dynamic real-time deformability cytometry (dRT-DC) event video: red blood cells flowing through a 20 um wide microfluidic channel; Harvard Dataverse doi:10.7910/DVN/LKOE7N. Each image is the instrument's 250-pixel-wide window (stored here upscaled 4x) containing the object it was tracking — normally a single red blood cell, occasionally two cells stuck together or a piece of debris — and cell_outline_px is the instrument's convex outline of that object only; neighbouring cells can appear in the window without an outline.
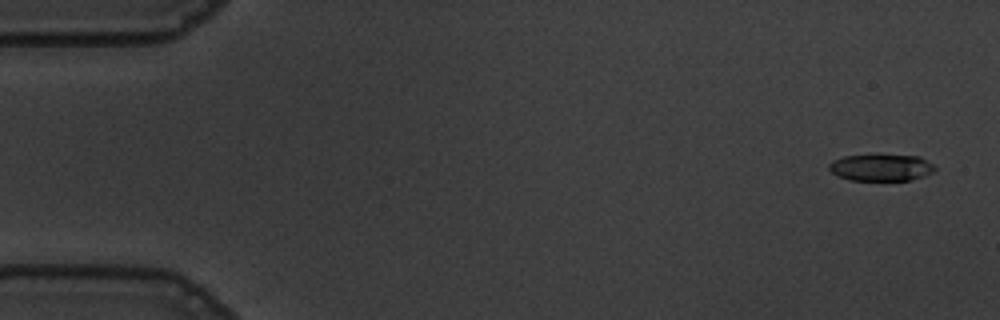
{"species": "common noctule bat (a hibernating species)", "species_latin": "Nyctalus noctula", "temperature_condition": "warm", "stored_images_in_passage": 53, "camera_frame_rate_fps": 3000, "um_per_image_px": 0.085, "animal": {"sex": "male", "body_mass_g": 19.5, "forearm_length_mm": 54.6}, "frame": {"image": 1, "passage_image": 1, "time_ms": 0.0, "image_size_px": [1000, 320], "cell_outline_px": [[936, 172], [912, 180], [848, 180], [832, 172], [828, 168], [828, 164], [832, 160], [844, 156], [872, 152], [920, 156], [932, 164], [936, 168]], "centroid_in_image_um": [74.9, 14.19], "position_along_channel_um": 10.1, "area_um2": 17.4}}
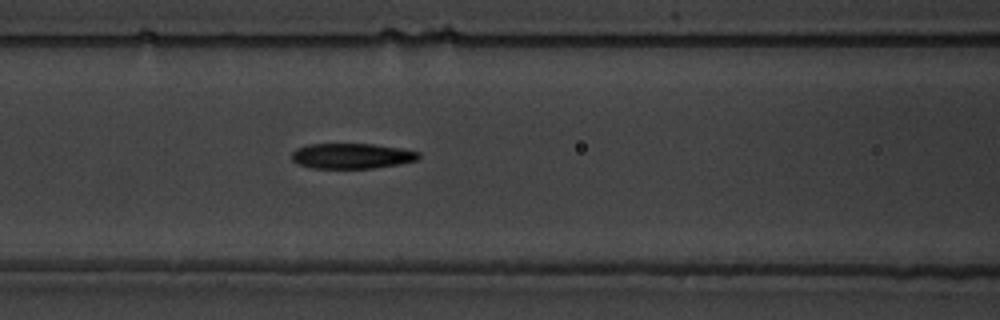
{"frame": {"image": 2, "passage_image": 22, "time_ms": 7.0, "image_size_px": [1000, 320], "cell_outline_px": [[420, 156], [416, 160], [400, 164], [372, 168], [312, 168], [300, 164], [292, 160], [292, 152], [296, 148], [308, 144], [372, 144], [400, 148], [420, 152]], "centroid_in_image_um": [29.9, 13.25], "position_along_channel_um": 136.7, "area_um2": 18.67}}
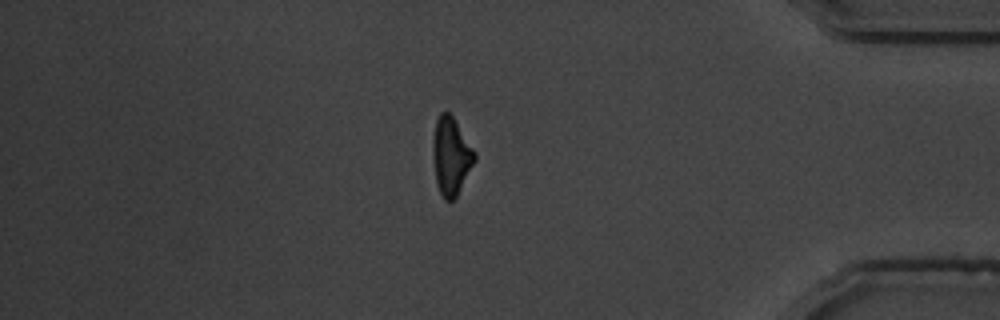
{"frame": {"image": 3, "passage_image": 46, "time_ms": 15.0, "image_size_px": [1000, 320], "cell_outline_px": [[476, 160], [456, 196], [452, 200], [444, 200], [436, 184], [432, 148], [432, 140], [436, 120], [440, 112], [448, 112], [452, 116], [476, 152]], "centroid_in_image_um": [38.33, 13.26], "position_along_channel_um": 396.9, "area_um2": 18.79}}